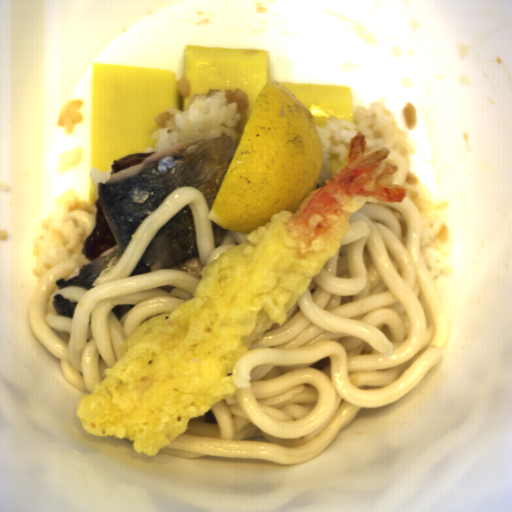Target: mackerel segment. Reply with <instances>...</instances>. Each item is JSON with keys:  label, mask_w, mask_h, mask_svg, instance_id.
Wrapping results in <instances>:
<instances>
[{"label": "mackerel segment", "mask_w": 512, "mask_h": 512, "mask_svg": "<svg viewBox=\"0 0 512 512\" xmlns=\"http://www.w3.org/2000/svg\"><path fill=\"white\" fill-rule=\"evenodd\" d=\"M236 152L231 137L191 140L156 151L138 166L119 170L97 184V199L116 242L65 280H56L53 292L68 286L84 291L121 260L136 230L169 194L181 187L200 191L213 210ZM52 292V293H53Z\"/></svg>", "instance_id": "1"}, {"label": "mackerel segment", "mask_w": 512, "mask_h": 512, "mask_svg": "<svg viewBox=\"0 0 512 512\" xmlns=\"http://www.w3.org/2000/svg\"><path fill=\"white\" fill-rule=\"evenodd\" d=\"M203 266L198 257L196 225L187 204L157 231L130 275L175 269L200 279Z\"/></svg>", "instance_id": "2"}, {"label": "mackerel segment", "mask_w": 512, "mask_h": 512, "mask_svg": "<svg viewBox=\"0 0 512 512\" xmlns=\"http://www.w3.org/2000/svg\"><path fill=\"white\" fill-rule=\"evenodd\" d=\"M77 303L78 302H72L69 299H64L63 296L58 293L54 295L52 301V305L58 315L72 319Z\"/></svg>", "instance_id": "3"}, {"label": "mackerel segment", "mask_w": 512, "mask_h": 512, "mask_svg": "<svg viewBox=\"0 0 512 512\" xmlns=\"http://www.w3.org/2000/svg\"><path fill=\"white\" fill-rule=\"evenodd\" d=\"M212 221V220H211ZM213 236H214V249L219 248L223 243L228 230L223 229L215 222H213Z\"/></svg>", "instance_id": "4"}, {"label": "mackerel segment", "mask_w": 512, "mask_h": 512, "mask_svg": "<svg viewBox=\"0 0 512 512\" xmlns=\"http://www.w3.org/2000/svg\"><path fill=\"white\" fill-rule=\"evenodd\" d=\"M134 305H117L113 308V313L117 317L118 321L122 318V316L127 313Z\"/></svg>", "instance_id": "5"}, {"label": "mackerel segment", "mask_w": 512, "mask_h": 512, "mask_svg": "<svg viewBox=\"0 0 512 512\" xmlns=\"http://www.w3.org/2000/svg\"><path fill=\"white\" fill-rule=\"evenodd\" d=\"M175 286H171V285H164V286H161V287H158L162 290H164L165 292L169 293L171 292V290L174 288Z\"/></svg>", "instance_id": "6"}]
</instances>
